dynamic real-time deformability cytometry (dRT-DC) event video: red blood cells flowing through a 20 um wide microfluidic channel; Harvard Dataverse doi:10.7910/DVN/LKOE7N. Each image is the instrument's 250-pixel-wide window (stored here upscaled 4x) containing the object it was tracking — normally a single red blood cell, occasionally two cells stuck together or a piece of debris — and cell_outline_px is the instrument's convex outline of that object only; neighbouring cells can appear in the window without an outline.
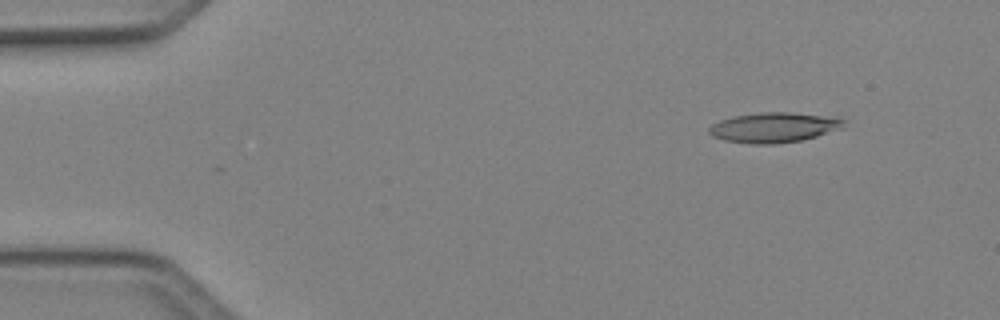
{"species": "Egyptian fruit bat (a non-hibernating species)", "species_latin": "Rousettus aegyptiacus", "temperature_condition": "cold", "stored_images_in_passage": 5, "camera_frame_rate_fps": 3000, "um_per_image_px": 0.085, "animal": {"sex": "female"}, "frame": {"image": 1, "passage_image": 2, "time_ms": 0.333, "image_size_px": [1000, 320], "cell_outline_px": [[844, 128], [804, 140], [776, 144], [752, 144], [724, 140], [712, 136], [708, 132], [708, 128], [712, 124], [720, 120], [732, 116], [760, 112], [792, 112], [820, 116], [844, 120]], "centroid_in_image_um": [65.73, 10.84], "position_along_channel_um": 19.3, "area_um2": 23.58}}
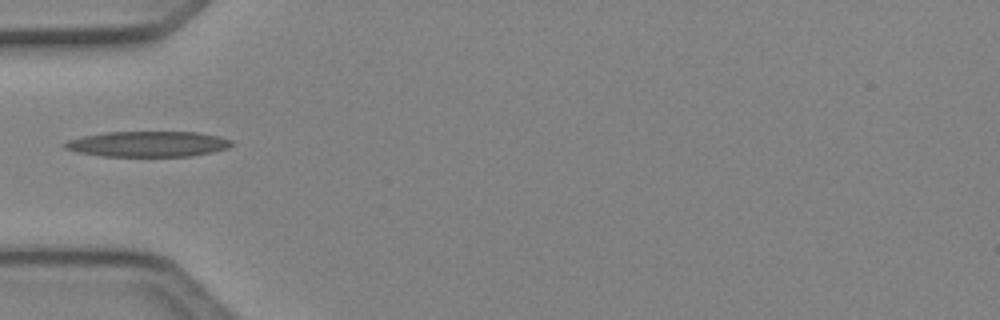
{"frame": {"image": 2, "passage_image": 5, "time_ms": 1.333, "image_size_px": [1000, 320], "cell_outline_px": [[232, 144], [228, 148], [212, 152], [188, 156], [100, 156], [76, 152], [64, 148], [60, 144], [68, 140], [84, 136], [104, 132], [196, 132], [220, 136], [232, 140]], "centroid_in_image_um": [12.54, 12.24], "position_along_channel_um": 72.5, "area_um2": 24.91}}